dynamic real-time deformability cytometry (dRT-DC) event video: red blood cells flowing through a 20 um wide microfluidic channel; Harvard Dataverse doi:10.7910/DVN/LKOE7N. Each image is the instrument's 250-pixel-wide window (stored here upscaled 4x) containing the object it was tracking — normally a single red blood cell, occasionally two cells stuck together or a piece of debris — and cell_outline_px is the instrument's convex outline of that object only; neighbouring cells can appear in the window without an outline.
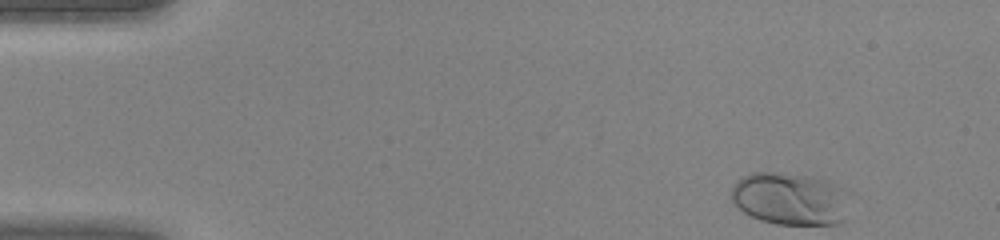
{"species": "human", "species_latin": "Homo sapiens", "temperature_condition": "warm", "stored_images_in_passage": 42, "camera_frame_rate_fps": 3000, "um_per_image_px": 0.085, "donor": {"sex": "female"}, "frame": {"image": 1, "passage_image": 1, "time_ms": 0.0, "image_size_px": [1000, 240], "cell_outline_px": [[844, 220], [840, 224], [776, 224], [760, 220], [744, 212], [732, 200], [732, 188], [736, 180], [752, 172], [772, 172], [812, 176], [828, 180], [840, 188]], "centroid_in_image_um": [67.05, 16.89], "position_along_channel_um": 18.0, "area_um2": 35.26}}
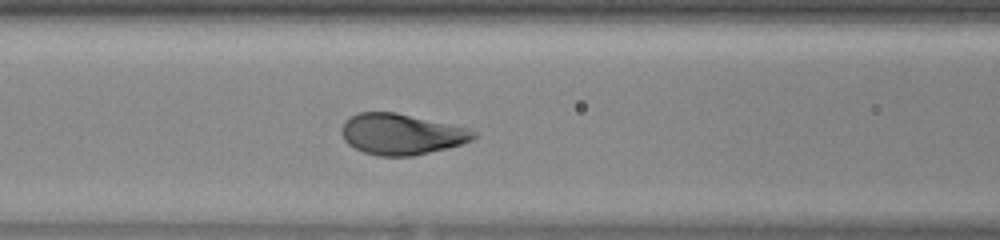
{"frame": {"image": 2, "passage_image": 16, "time_ms": 5.0, "image_size_px": [1000, 240], "cell_outline_px": [[476, 136], [472, 140], [448, 148], [412, 156], [380, 156], [364, 152], [348, 144], [344, 140], [340, 132], [340, 128], [344, 120], [348, 116], [360, 112], [396, 112], [472, 128], [476, 132]], "centroid_in_image_um": [34.11, 11.39], "position_along_channel_um": 132.5, "area_um2": 31.85}}
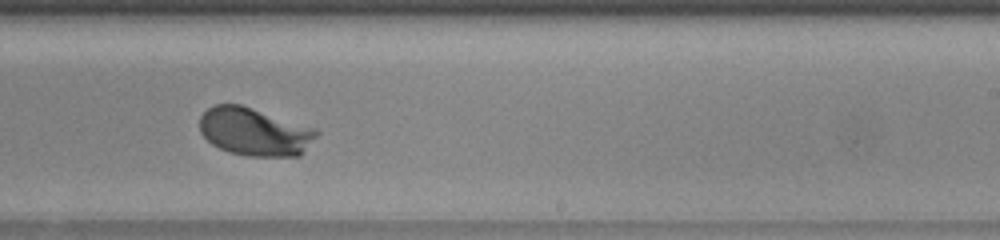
{"frame": {"image": 3, "passage_image": 25, "time_ms": 8.0, "image_size_px": [1000, 240], "cell_outline_px": [[320, 132], [304, 152], [300, 156], [248, 156], [228, 152], [212, 144], [200, 132], [200, 116], [208, 108], [216, 104], [240, 104], [316, 128]], "centroid_in_image_um": [21.65, 11.2], "position_along_channel_um": 267.3, "area_um2": 32.71}}